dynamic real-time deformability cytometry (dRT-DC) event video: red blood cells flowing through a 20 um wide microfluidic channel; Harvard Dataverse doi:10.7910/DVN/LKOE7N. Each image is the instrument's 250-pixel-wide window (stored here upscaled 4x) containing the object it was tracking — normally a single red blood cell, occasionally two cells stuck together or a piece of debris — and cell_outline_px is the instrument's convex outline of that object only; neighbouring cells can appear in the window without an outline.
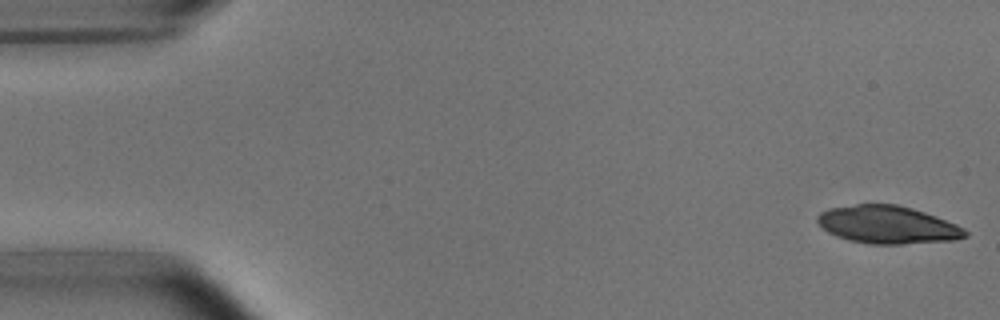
{"species": "common noctule bat (a hibernating species)", "species_latin": "Nyctalus noctula", "temperature_condition": "room temperature", "stored_images_in_passage": 6, "camera_frame_rate_fps": 3000, "um_per_image_px": 0.085, "animal": {"sex": "male", "body_mass_g": 15.6}, "frame": {"image": 1, "passage_image": 1, "time_ms": 0.0, "image_size_px": [1000, 320], "cell_outline_px": [[968, 236], [956, 240], [904, 244], [868, 244], [848, 240], [836, 236], [828, 232], [816, 220], [816, 216], [820, 212], [828, 208], [856, 204], [896, 204], [912, 208], [936, 216], [956, 224], [964, 228], [968, 232]], "centroid_in_image_um": [75.45, 19.11], "position_along_channel_um": 9.5, "area_um2": 32.71}}